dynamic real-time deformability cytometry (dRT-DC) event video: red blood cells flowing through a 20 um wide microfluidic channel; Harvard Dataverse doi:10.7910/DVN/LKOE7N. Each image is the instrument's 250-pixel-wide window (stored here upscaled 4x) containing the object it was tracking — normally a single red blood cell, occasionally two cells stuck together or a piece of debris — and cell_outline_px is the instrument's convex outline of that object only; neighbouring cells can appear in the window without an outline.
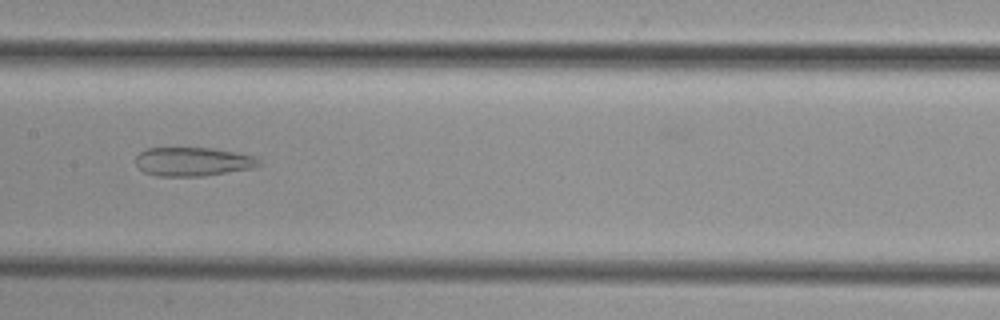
{"species": "common noctule bat (a hibernating species)", "species_latin": "Nyctalus noctula", "temperature_condition": "cold", "stored_images_in_passage": 38, "camera_frame_rate_fps": 3000, "um_per_image_px": 0.085, "animal": {"sex": "female", "body_mass_g": 29.2, "forearm_length_mm": 56.3}, "frame": {"image": 1, "passage_image": 14, "time_ms": 4.333, "image_size_px": [1000, 320], "cell_outline_px": [[260, 164], [252, 168], [204, 176], [156, 176], [144, 172], [136, 164], [136, 156], [140, 152], [148, 148], [212, 148], [236, 152], [256, 156], [260, 160]], "centroid_in_image_um": [16.4, 13.74], "position_along_channel_um": 191.0, "area_um2": 20.69}}
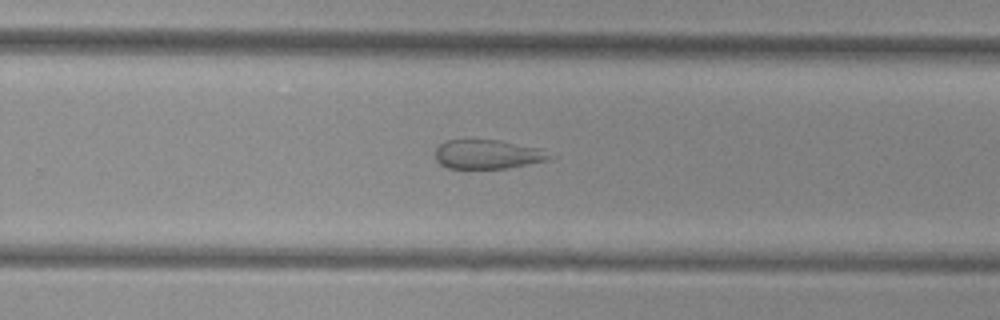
{"frame": {"image": 2, "passage_image": 21, "time_ms": 6.667, "image_size_px": [1000, 320], "cell_outline_px": [[556, 156], [548, 160], [508, 168], [448, 168], [440, 164], [436, 160], [436, 148], [440, 144], [448, 140], [500, 140], [540, 148]], "centroid_in_image_um": [41.49, 13.11], "position_along_channel_um": 288.3, "area_um2": 19.42}}
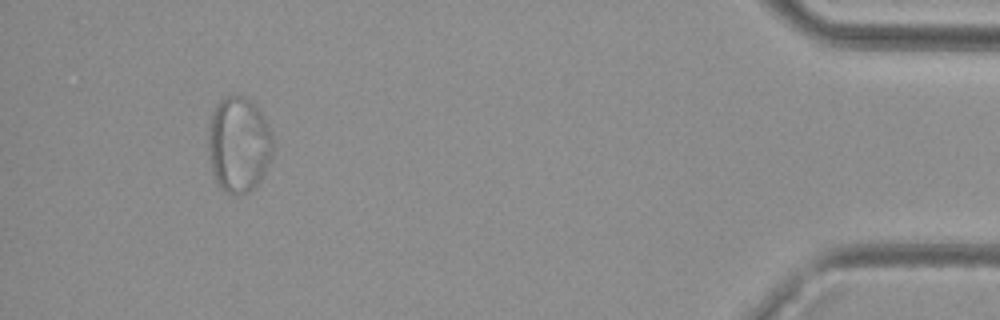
{"frame": {"image": 3, "passage_image": 35, "time_ms": 11.333, "image_size_px": [1000, 320], "cell_outline_px": [[272, 156], [260, 180], [248, 192], [240, 196], [232, 196], [224, 192], [220, 188], [212, 176], [208, 156], [208, 136], [212, 112], [216, 104], [224, 96], [244, 96], [252, 100], [256, 104], [272, 132]], "centroid_in_image_um": [20.26, 12.31], "position_along_channel_um": 414.9, "area_um2": 36.65}}